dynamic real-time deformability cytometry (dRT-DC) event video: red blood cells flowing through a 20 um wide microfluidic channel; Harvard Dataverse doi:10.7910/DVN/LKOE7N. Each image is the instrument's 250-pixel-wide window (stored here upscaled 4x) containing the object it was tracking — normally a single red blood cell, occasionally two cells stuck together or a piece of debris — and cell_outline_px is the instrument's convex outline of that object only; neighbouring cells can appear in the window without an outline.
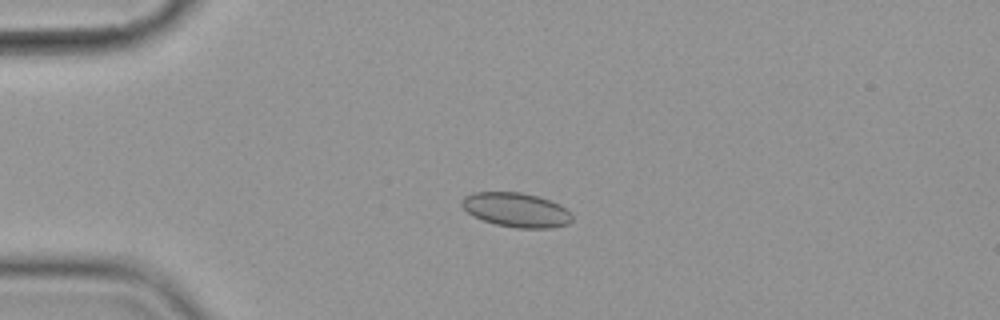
{"species": "common noctule bat (a hibernating species)", "species_latin": "Nyctalus noctula", "temperature_condition": "cold", "stored_images_in_passage": 6, "camera_frame_rate_fps": 3000, "um_per_image_px": 0.085, "animal": {"sex": "female", "body_mass_g": 19.9}, "frame": {"image": 1, "passage_image": 5, "time_ms": 4.667, "image_size_px": [1000, 320], "cell_outline_px": [[572, 220], [568, 224], [552, 228], [516, 228], [496, 224], [472, 216], [460, 204], [460, 200], [464, 196], [472, 192], [520, 192], [536, 196], [560, 204], [572, 212]], "centroid_in_image_um": [43.88, 17.84], "position_along_channel_um": 41.1, "area_um2": 22.2}}